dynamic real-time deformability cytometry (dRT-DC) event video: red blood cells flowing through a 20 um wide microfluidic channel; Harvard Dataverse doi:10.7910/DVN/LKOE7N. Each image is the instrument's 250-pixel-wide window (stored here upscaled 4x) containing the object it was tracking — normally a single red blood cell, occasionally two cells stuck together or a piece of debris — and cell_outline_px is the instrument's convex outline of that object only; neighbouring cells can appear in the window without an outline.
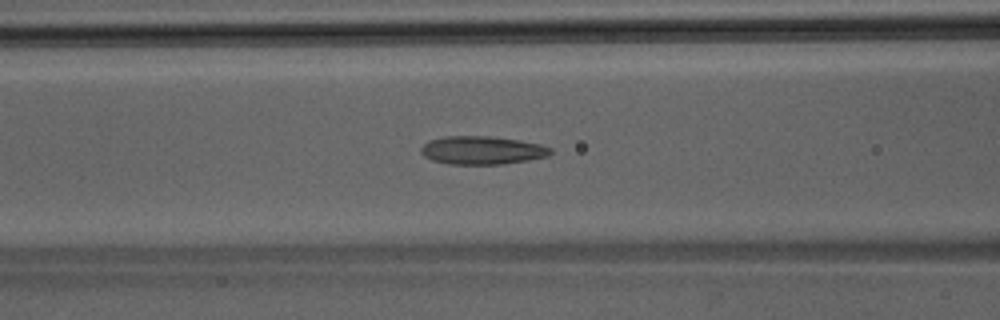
{"species": "Egyptian fruit bat (a non-hibernating species)", "species_latin": "Rousettus aegyptiacus", "temperature_condition": "room temperature", "stored_images_in_passage": 41, "camera_frame_rate_fps": 3000, "um_per_image_px": 0.085, "animal": {"sex": "male"}, "frame": {"image": 1, "passage_image": 15, "time_ms": 4.667, "image_size_px": [1000, 320], "cell_outline_px": [[552, 152], [548, 156], [528, 160], [504, 164], [448, 164], [432, 160], [424, 156], [420, 152], [420, 148], [428, 140], [444, 136], [488, 136], [520, 140], [540, 144], [552, 148]], "centroid_in_image_um": [40.96, 12.77], "position_along_channel_um": 125.6, "area_um2": 21.44}}
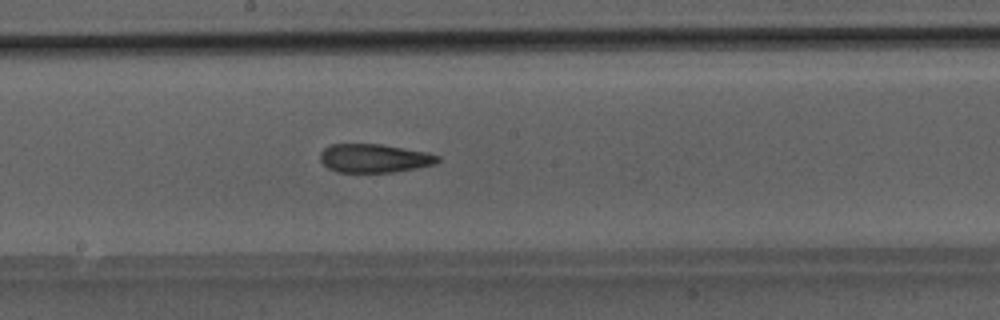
{"frame": {"image": 2, "passage_image": 21, "time_ms": 6.667, "image_size_px": [1000, 320], "cell_outline_px": [[440, 160], [436, 164], [416, 168], [392, 172], [336, 172], [328, 168], [320, 160], [320, 152], [324, 148], [332, 144], [380, 144], [424, 152], [440, 156]], "centroid_in_image_um": [31.79, 13.46], "position_along_channel_um": 216.4, "area_um2": 19.48}}
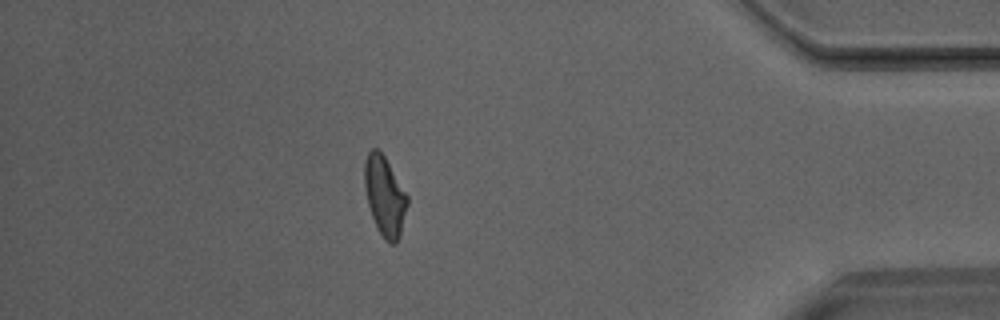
{"frame": {"image": 3, "passage_image": 36, "time_ms": 11.667, "image_size_px": [1000, 320], "cell_outline_px": [[408, 204], [400, 236], [396, 244], [388, 244], [384, 240], [372, 216], [368, 204], [364, 188], [364, 160], [368, 152], [372, 148], [376, 148], [384, 156], [408, 196]], "centroid_in_image_um": [32.7, 16.68], "position_along_channel_um": 402.5, "area_um2": 19.83}}